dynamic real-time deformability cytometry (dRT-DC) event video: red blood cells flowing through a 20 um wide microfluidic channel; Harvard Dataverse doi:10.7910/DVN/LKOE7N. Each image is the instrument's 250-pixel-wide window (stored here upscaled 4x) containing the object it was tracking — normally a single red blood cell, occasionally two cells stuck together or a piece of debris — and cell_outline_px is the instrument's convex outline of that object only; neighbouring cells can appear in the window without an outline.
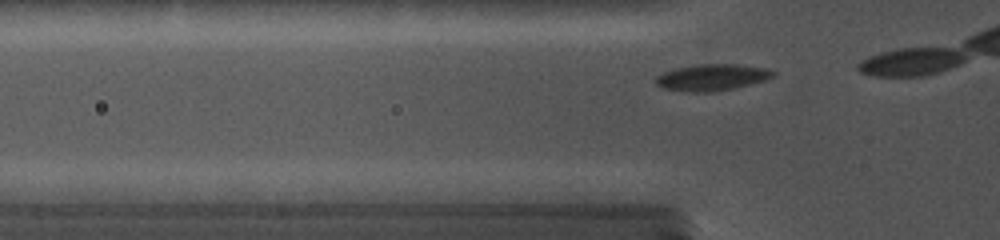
{"species": "common noctule bat (a hibernating species)", "species_latin": "Nyctalus noctula", "temperature_condition": "cold", "stored_images_in_passage": 4, "camera_frame_rate_fps": 5000, "um_per_image_px": 0.085, "animal": {"sex": "female", "body_mass_g": 19.0, "forearm_length_mm": 56.7}, "frame": {"image": 1, "passage_image": 2, "time_ms": 0.4, "image_size_px": [1000, 240], "cell_outline_px": [[776, 72], [772, 76], [764, 80], [732, 88], [704, 92], [664, 88], [656, 84], [652, 80], [656, 76], [664, 72], [676, 68], [696, 64], [736, 64], [768, 68]], "centroid_in_image_um": [60.49, 6.54], "position_along_channel_um": 65.3, "area_um2": 17.69}}